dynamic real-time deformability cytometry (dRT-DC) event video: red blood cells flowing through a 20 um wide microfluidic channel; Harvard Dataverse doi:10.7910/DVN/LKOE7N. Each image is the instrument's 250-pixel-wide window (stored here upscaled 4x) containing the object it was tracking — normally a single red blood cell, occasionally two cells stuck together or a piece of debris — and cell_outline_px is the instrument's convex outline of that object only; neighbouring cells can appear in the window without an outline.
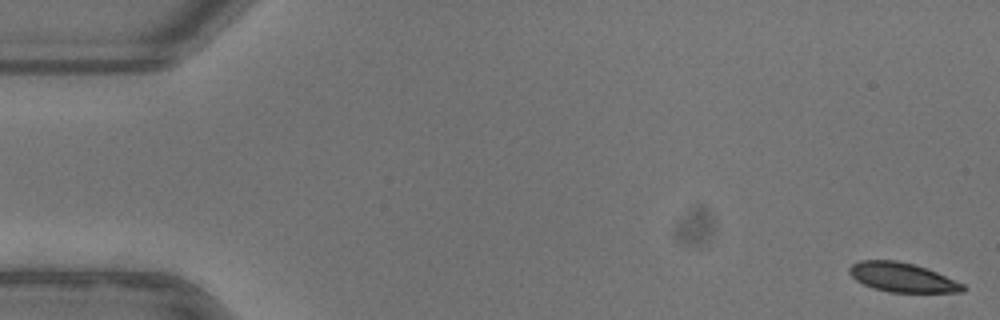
{"species": "common noctule bat (a hibernating species)", "species_latin": "Nyctalus noctula", "temperature_condition": "warm", "stored_images_in_passage": 53, "camera_frame_rate_fps": 3000, "um_per_image_px": 0.085, "animal": {"sex": "female"}, "frame": {"image": 1, "passage_image": 1, "time_ms": 0.0, "image_size_px": [1000, 320], "cell_outline_px": [[968, 288], [964, 292], [888, 292], [872, 288], [856, 280], [848, 272], [848, 268], [852, 264], [860, 260], [896, 260], [916, 264], [928, 268], [964, 284]], "centroid_in_image_um": [76.71, 23.57], "position_along_channel_um": 8.3, "area_um2": 19.59}}
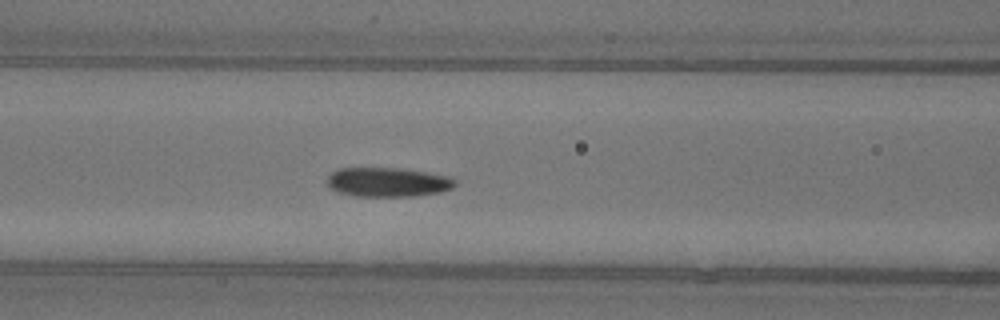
{"frame": {"image": 2, "passage_image": 22, "time_ms": 7.0, "image_size_px": [1000, 320], "cell_outline_px": [[456, 184], [452, 188], [440, 192], [412, 196], [352, 196], [340, 192], [332, 188], [328, 184], [328, 176], [332, 172], [340, 168], [400, 168], [448, 176], [456, 180]], "centroid_in_image_um": [32.97, 15.48], "position_along_channel_um": 133.6, "area_um2": 21.62}}
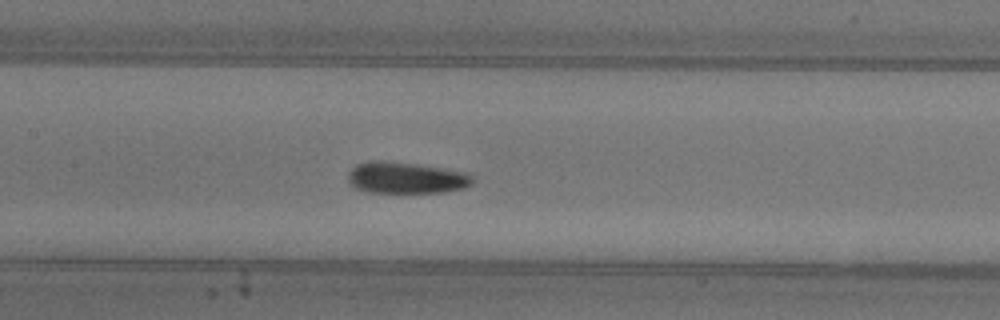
{"frame": {"image": 3, "passage_image": 25, "time_ms": 8.0, "image_size_px": [1000, 320], "cell_outline_px": [[472, 184], [464, 188], [444, 192], [368, 192], [356, 188], [348, 180], [348, 172], [356, 164], [368, 160], [380, 160], [416, 164], [468, 172], [472, 176]], "centroid_in_image_um": [34.5, 15.1], "position_along_channel_um": 172.9, "area_um2": 22.83}, "authors_computed_cell_mechanics": {"area_um2": 21.2704, "velocity_mm_per_s": 3.9114, "shape_relaxation_time_tau1_ms": 3.121, "shape_relaxation_time_tau2_ms": 5.7367, "deformation_change_tau1": 0.1072, "deformation_change_tau2": 0.0958}}